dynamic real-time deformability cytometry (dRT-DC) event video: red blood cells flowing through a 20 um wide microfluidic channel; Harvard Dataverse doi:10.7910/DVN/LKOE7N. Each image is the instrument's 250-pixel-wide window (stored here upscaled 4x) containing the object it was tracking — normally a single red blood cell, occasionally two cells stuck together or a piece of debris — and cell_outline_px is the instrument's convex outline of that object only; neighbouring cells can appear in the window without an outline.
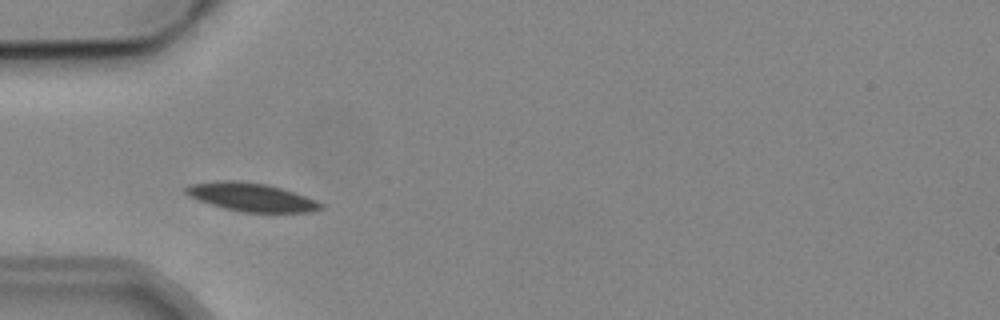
{"species": "common noctule bat (a hibernating species)", "species_latin": "Nyctalus noctula", "temperature_condition": "cold", "stored_images_in_passage": 3, "camera_frame_rate_fps": 3000, "um_per_image_px": 0.085, "animal": {"sex": "male", "body_mass_g": 19.2, "forearm_length_mm": 51.8}, "frame": {"image": 1, "passage_image": 2, "time_ms": 2.0, "image_size_px": [1000, 320], "cell_outline_px": [[324, 208], [312, 212], [240, 212], [224, 208], [188, 196], [184, 192], [184, 188], [188, 184], [224, 180], [240, 180], [268, 184], [316, 200], [324, 204]], "centroid_in_image_um": [21.35, 16.75], "position_along_channel_um": 63.6, "area_um2": 22.31}}